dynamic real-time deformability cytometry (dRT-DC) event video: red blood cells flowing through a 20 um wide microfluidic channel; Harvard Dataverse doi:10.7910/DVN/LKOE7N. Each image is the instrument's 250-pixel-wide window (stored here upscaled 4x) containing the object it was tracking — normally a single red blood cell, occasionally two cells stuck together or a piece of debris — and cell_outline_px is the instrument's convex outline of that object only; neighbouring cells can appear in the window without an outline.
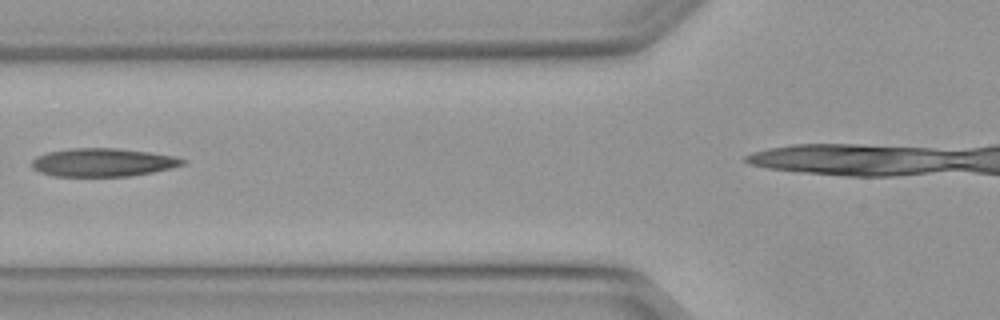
{"species": "Egyptian fruit bat (a non-hibernating species)", "species_latin": "Rousettus aegyptiacus", "temperature_condition": "warm", "stored_images_in_passage": 3, "camera_frame_rate_fps": 3000, "um_per_image_px": 0.085, "animal": {"sex": "female"}, "frame": {"image": 1, "passage_image": 2, "time_ms": 0.333, "image_size_px": [1000, 320], "cell_outline_px": [[184, 164], [172, 168], [152, 172], [128, 176], [52, 176], [40, 172], [32, 168], [32, 160], [36, 156], [48, 152], [72, 148], [116, 148], [148, 152], [176, 156], [184, 160]], "centroid_in_image_um": [8.72, 13.8], "position_along_channel_um": 117.1, "area_um2": 24.74}}